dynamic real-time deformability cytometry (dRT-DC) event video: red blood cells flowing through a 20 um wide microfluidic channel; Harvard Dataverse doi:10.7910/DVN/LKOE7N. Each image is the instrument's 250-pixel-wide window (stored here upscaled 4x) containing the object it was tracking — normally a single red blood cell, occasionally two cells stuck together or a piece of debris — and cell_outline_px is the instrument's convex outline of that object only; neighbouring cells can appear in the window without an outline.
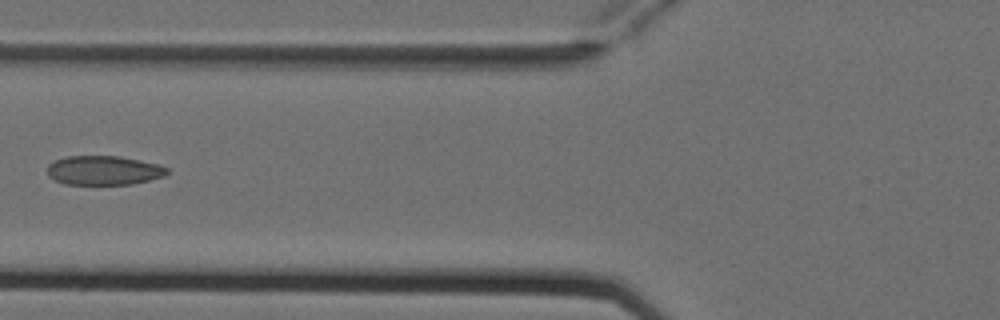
{"species": "Egyptian fruit bat (a non-hibernating species)", "species_latin": "Rousettus aegyptiacus", "temperature_condition": "cold", "stored_images_in_passage": 6, "camera_frame_rate_fps": 3000, "um_per_image_px": 0.085, "animal": {"sex": "female"}, "frame": {"image": 1, "passage_image": 6, "time_ms": 1.667, "image_size_px": [1000, 320], "cell_outline_px": [[168, 172], [164, 176], [132, 184], [64, 184], [48, 176], [48, 164], [56, 160], [68, 156], [120, 156], [160, 164], [168, 168]], "centroid_in_image_um": [8.83, 14.47], "position_along_channel_um": 117.0, "area_um2": 20.35}}